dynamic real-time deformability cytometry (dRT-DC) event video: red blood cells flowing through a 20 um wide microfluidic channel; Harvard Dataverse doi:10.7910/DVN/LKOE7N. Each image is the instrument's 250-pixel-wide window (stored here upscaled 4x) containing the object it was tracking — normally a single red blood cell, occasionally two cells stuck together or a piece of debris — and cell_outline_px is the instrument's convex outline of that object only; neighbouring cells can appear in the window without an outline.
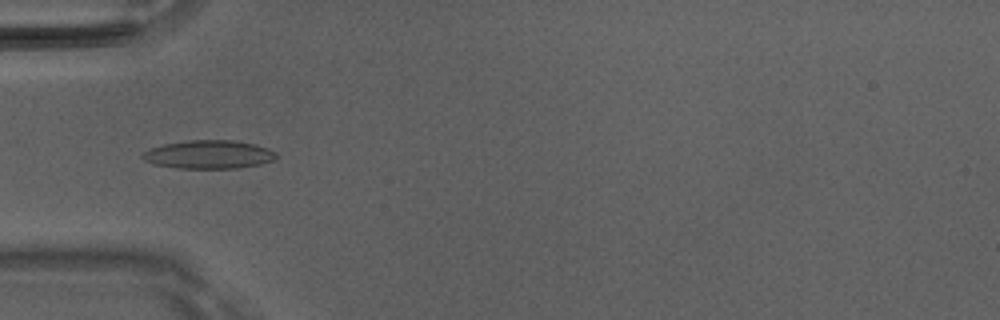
{"species": "Egyptian fruit bat (a non-hibernating species)", "species_latin": "Rousettus aegyptiacus", "temperature_condition": "room temperature", "stored_images_in_passage": 51, "camera_frame_rate_fps": 3000, "um_per_image_px": 0.085, "animal": {"sex": "male"}, "frame": {"image": 1, "passage_image": 17, "time_ms": 5.333, "image_size_px": [1000, 320], "cell_outline_px": [[276, 156], [272, 160], [260, 164], [236, 168], [176, 168], [152, 164], [144, 160], [140, 156], [144, 152], [152, 148], [164, 144], [188, 140], [232, 140], [252, 144], [268, 148], [276, 152]], "centroid_in_image_um": [17.71, 13.13], "position_along_channel_um": 67.3, "area_um2": 21.96}}
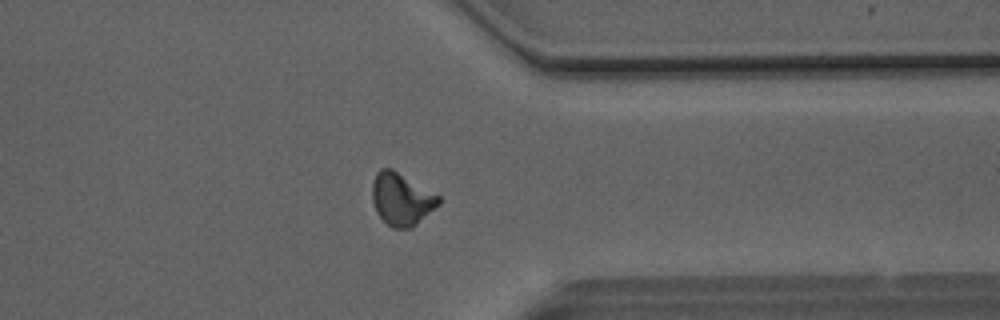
{"frame": {"image": 2, "passage_image": 40, "time_ms": 13.0, "image_size_px": [1000, 320], "cell_outline_px": [[440, 204], [412, 228], [392, 228], [376, 212], [372, 200], [372, 184], [376, 172], [380, 168], [392, 168], [440, 196]], "centroid_in_image_um": [34.12, 16.92], "position_along_channel_um": 377.3, "area_um2": 20.29}}
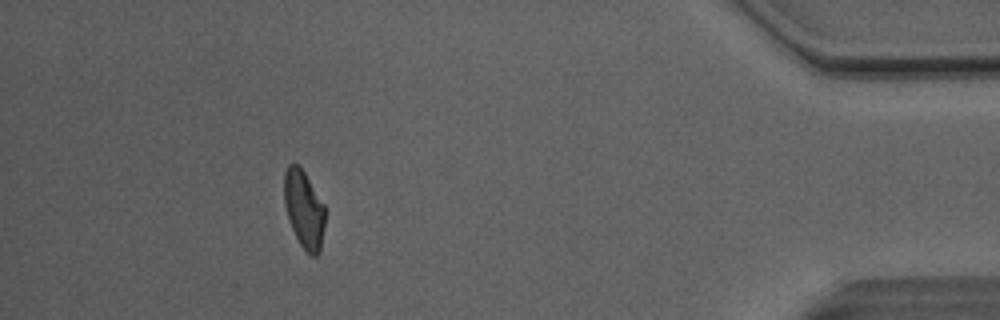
{"frame": {"image": 3, "passage_image": 46, "time_ms": 15.0, "image_size_px": [1000, 320], "cell_outline_px": [[324, 228], [320, 252], [316, 256], [312, 256], [300, 244], [292, 228], [284, 204], [284, 172], [288, 164], [296, 164], [304, 172], [324, 204]], "centroid_in_image_um": [25.83, 17.78], "position_along_channel_um": 409.4, "area_um2": 18.26}, "authors_computed_cell_mechanics": {"area_um2": 19.7676, "velocity_mm_per_s": 4.1116, "shape_relaxation_time_tau1_ms": 5.6662, "shape_relaxation_time_tau2_ms": 3.3236, "deformation_change_tau1": 0.1713, "deformation_change_tau2": 0.1013}}